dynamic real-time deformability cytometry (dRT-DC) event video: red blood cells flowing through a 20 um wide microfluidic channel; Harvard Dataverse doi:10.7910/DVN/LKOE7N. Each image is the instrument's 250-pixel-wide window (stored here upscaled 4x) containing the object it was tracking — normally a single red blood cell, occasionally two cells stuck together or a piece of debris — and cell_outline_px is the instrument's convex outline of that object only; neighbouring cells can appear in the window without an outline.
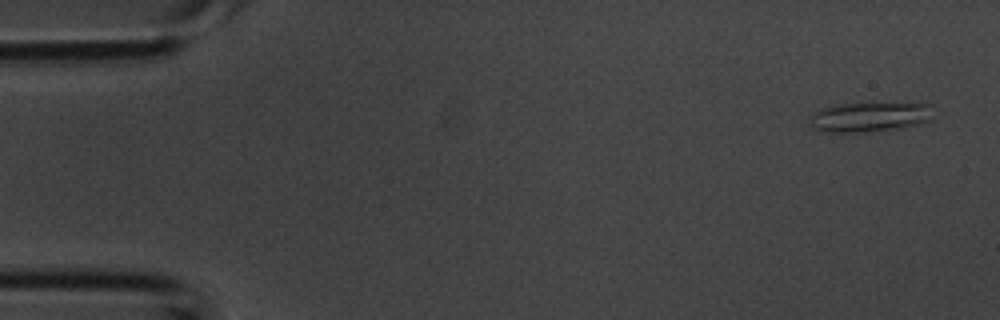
{"species": "common noctule bat (a hibernating species)", "species_latin": "Nyctalus noctula", "temperature_condition": "room temperature", "stored_images_in_passage": 3, "camera_frame_rate_fps": 3000, "um_per_image_px": 0.085, "animal": {"sex": "male", "body_mass_g": 20.1, "forearm_length_mm": 53.5}, "frame": {"image": 1, "passage_image": 1, "time_ms": 0.0, "image_size_px": [1000, 320], "cell_outline_px": [[932, 120], [920, 124], [900, 128], [864, 132], [824, 132], [808, 124], [808, 116], [816, 112], [836, 104], [932, 104]], "centroid_in_image_um": [73.92, 9.96], "position_along_channel_um": 11.1, "area_um2": 21.21}}